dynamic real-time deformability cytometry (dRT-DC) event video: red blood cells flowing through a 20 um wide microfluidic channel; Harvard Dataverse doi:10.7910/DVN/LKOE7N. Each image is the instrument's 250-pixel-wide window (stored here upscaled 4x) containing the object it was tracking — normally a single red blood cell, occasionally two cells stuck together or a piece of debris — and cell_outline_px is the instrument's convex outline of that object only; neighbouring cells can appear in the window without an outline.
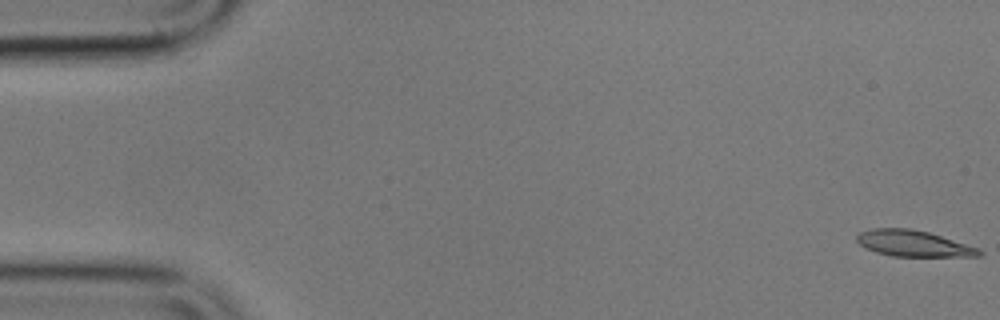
{"species": "common noctule bat (a hibernating species)", "species_latin": "Nyctalus noctula", "temperature_condition": "cold", "stored_images_in_passage": 56, "camera_frame_rate_fps": 3000, "um_per_image_px": 0.085, "animal": {"sex": "male", "body_mass_g": 17.9}, "frame": {"image": 1, "passage_image": 1, "time_ms": 0.0, "image_size_px": [1000, 320], "cell_outline_px": [[984, 252], [980, 256], [892, 256], [876, 252], [860, 244], [856, 240], [856, 236], [860, 232], [872, 228], [912, 228], [928, 232], [980, 248]], "centroid_in_image_um": [77.65, 20.69], "position_along_channel_um": 7.3, "area_um2": 18.55}}
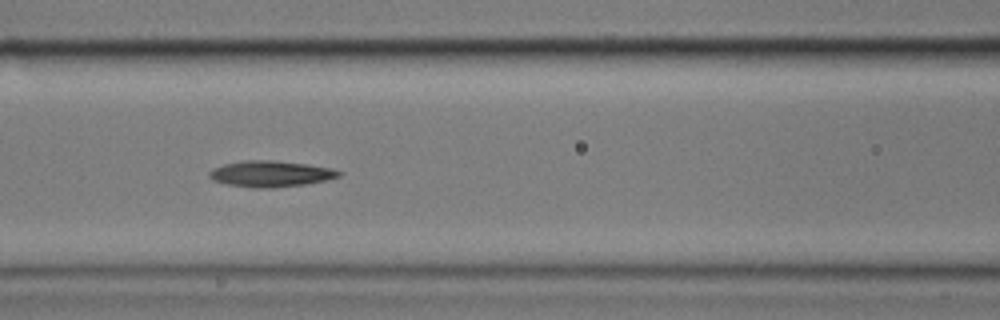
{"frame": {"image": 2, "passage_image": 24, "time_ms": 7.667, "image_size_px": [1000, 320], "cell_outline_px": [[344, 172], [340, 176], [324, 180], [304, 184], [272, 188], [252, 188], [228, 184], [212, 180], [208, 176], [208, 172], [212, 168], [224, 164], [244, 160], [272, 160], [308, 164], [332, 168]], "centroid_in_image_um": [22.98, 14.77], "position_along_channel_um": 143.6, "area_um2": 19.77}}
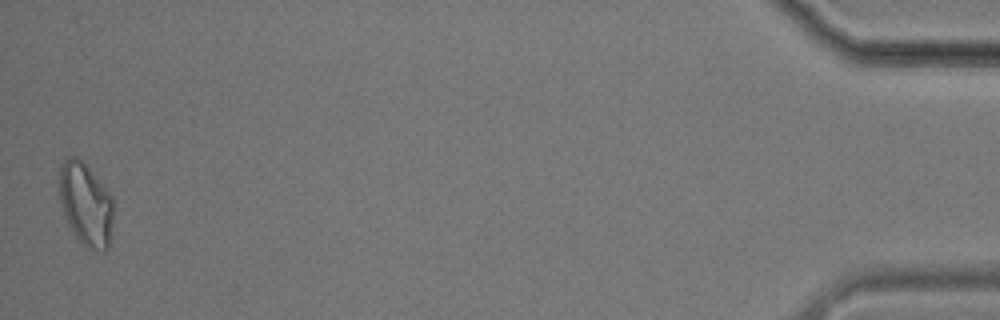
{"frame": {"image": 3, "passage_image": 56, "time_ms": 18.333, "image_size_px": [1000, 320], "cell_outline_px": [[112, 228], [108, 248], [104, 252], [88, 248], [72, 232], [68, 224], [60, 200], [60, 164], [68, 156], [76, 156], [88, 168], [112, 196]], "centroid_in_image_um": [7.29, 17.38], "position_along_channel_um": 427.9, "area_um2": 25.72}, "authors_computed_cell_mechanics": {"area_um2": 19.1318, "velocity_mm_per_s": 3.5235, "shape_relaxation_time_tau1_ms": 4.9713, "shape_relaxation_time_tau2_ms": null, "deformation_change_tau1": 0.1436, "deformation_change_tau2": null}}